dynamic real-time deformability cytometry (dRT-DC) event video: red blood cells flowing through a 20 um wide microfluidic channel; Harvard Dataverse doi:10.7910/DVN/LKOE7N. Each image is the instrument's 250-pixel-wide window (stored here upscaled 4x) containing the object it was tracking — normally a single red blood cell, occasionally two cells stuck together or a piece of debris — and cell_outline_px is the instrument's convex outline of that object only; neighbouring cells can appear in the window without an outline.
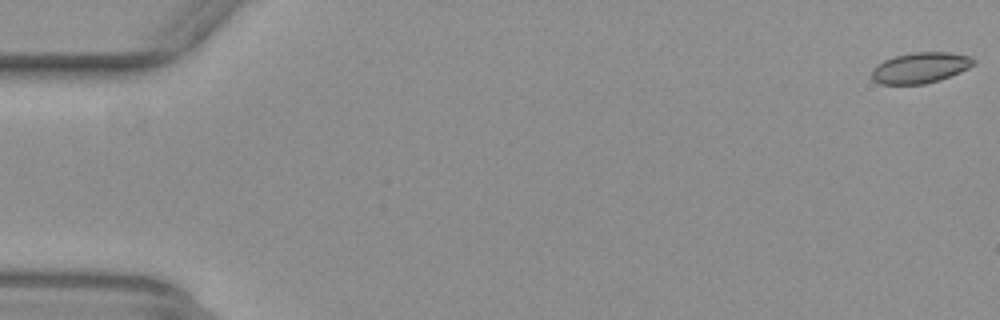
{"species": "common noctule bat (a hibernating species)", "species_latin": "Nyctalus noctula", "temperature_condition": "warm", "stored_images_in_passage": 15, "camera_frame_rate_fps": 3000, "um_per_image_px": 0.085, "animal": {"sex": "female", "body_mass_g": 29.2, "forearm_length_mm": 56.3}, "frame": {"image": 1, "passage_image": 1, "time_ms": 0.0, "image_size_px": [1000, 320], "cell_outline_px": [[976, 64], [960, 72], [940, 80], [924, 84], [880, 84], [872, 80], [872, 68], [876, 64], [892, 56], [912, 52], [952, 52], [972, 56], [976, 60]], "centroid_in_image_um": [78.24, 5.74], "position_along_channel_um": 6.8, "area_um2": 18.61}}